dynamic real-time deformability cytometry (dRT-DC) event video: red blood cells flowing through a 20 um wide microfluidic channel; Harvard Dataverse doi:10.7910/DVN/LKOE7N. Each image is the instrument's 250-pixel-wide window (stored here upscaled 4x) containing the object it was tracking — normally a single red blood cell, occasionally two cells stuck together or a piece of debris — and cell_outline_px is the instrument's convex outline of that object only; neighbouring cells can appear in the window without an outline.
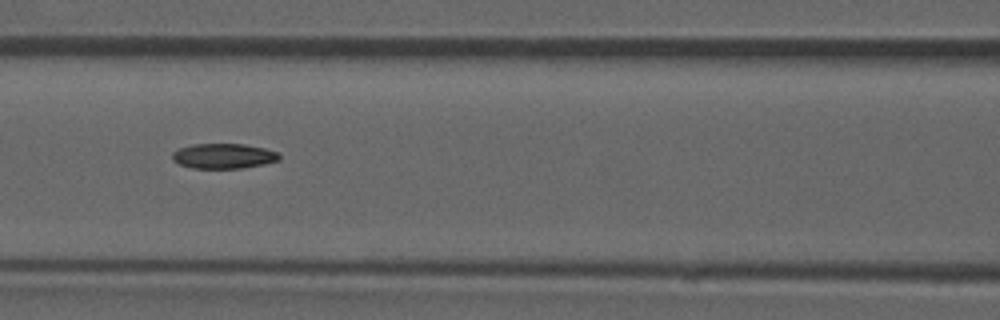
{"species": "common noctule bat (a hibernating species)", "species_latin": "Nyctalus noctula", "temperature_condition": "room temperature", "stored_images_in_passage": 52, "camera_frame_rate_fps": 3000, "um_per_image_px": 0.085, "animal": {"sex": "male", "forearm_length_mm": 52.5}, "frame": {"image": 1, "passage_image": 23, "time_ms": 7.333, "image_size_px": [1000, 320], "cell_outline_px": [[280, 160], [264, 164], [240, 168], [192, 168], [180, 164], [172, 160], [172, 152], [180, 148], [192, 144], [244, 144], [264, 148], [280, 152]], "centroid_in_image_um": [19.02, 13.26], "position_along_channel_um": 147.6, "area_um2": 15.66}}